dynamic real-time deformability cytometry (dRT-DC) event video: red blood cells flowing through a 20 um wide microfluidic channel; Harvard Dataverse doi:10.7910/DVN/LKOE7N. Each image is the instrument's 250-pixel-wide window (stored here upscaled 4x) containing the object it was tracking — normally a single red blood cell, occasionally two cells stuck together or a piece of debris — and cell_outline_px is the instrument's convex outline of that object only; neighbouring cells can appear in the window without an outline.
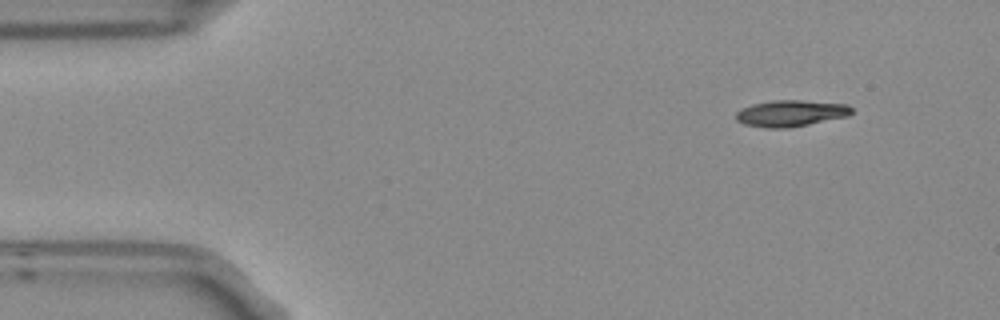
{"species": "Egyptian fruit bat (a non-hibernating species)", "species_latin": "Rousettus aegyptiacus", "temperature_condition": "room temperature", "stored_images_in_passage": 4, "camera_frame_rate_fps": 3000, "um_per_image_px": 0.085, "frame": {"image": 1, "passage_image": 1, "time_ms": 0.0, "image_size_px": [1000, 320], "cell_outline_px": [[852, 112], [848, 116], [808, 124], [784, 128], [768, 128], [744, 124], [736, 120], [736, 112], [740, 108], [752, 104], [772, 100], [800, 100], [848, 104], [852, 108]], "centroid_in_image_um": [67.19, 9.62], "position_along_channel_um": 17.8, "area_um2": 17.74}}
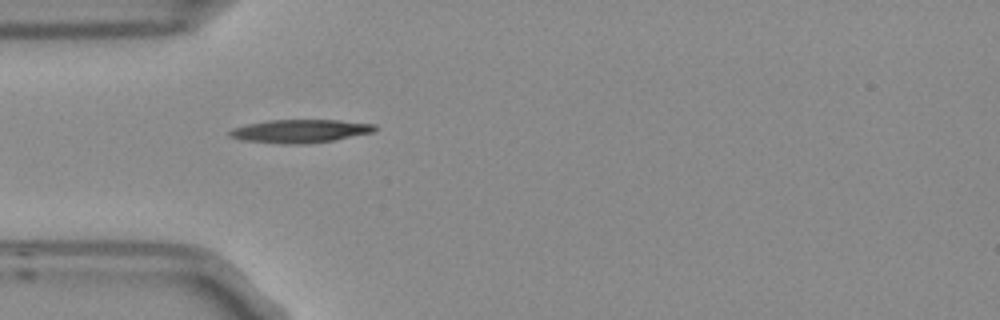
{"frame": {"image": 2, "passage_image": 3, "time_ms": 0.667, "image_size_px": [1000, 320], "cell_outline_px": [[376, 128], [372, 132], [332, 140], [308, 144], [280, 144], [240, 140], [228, 136], [228, 132], [232, 128], [248, 124], [268, 120], [340, 120], [376, 124]], "centroid_in_image_um": [25.45, 11.14], "position_along_channel_um": 59.5, "area_um2": 19.71}}